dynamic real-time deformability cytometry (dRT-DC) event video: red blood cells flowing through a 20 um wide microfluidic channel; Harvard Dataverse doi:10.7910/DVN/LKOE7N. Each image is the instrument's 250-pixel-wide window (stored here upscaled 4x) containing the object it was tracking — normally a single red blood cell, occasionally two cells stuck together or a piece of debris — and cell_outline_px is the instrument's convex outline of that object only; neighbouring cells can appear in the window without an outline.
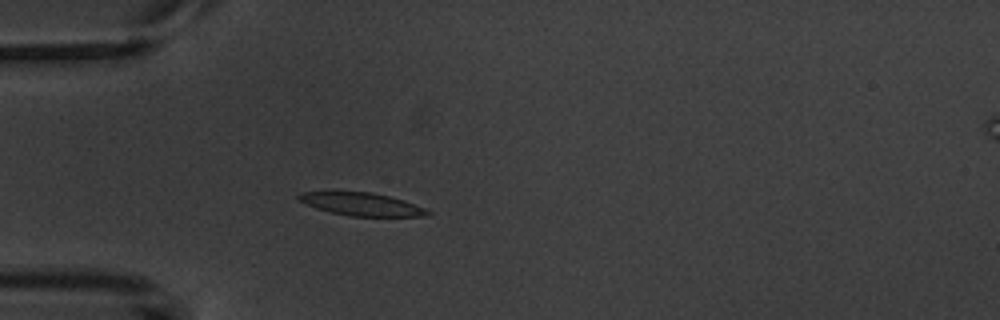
{"species": "common noctule bat (a hibernating species)", "species_latin": "Nyctalus noctula", "temperature_condition": "warm", "stored_images_in_passage": 4, "camera_frame_rate_fps": 3000, "um_per_image_px": 0.085, "animal": {"sex": "male", "body_mass_g": 20.1, "forearm_length_mm": 53.5}, "frame": {"image": 1, "passage_image": 4, "time_ms": 4.333, "image_size_px": [1000, 320], "cell_outline_px": [[432, 212], [424, 216], [348, 216], [316, 208], [296, 200], [296, 196], [300, 192], [372, 192], [404, 200], [424, 208]], "centroid_in_image_um": [30.69, 17.35], "position_along_channel_um": 54.3, "area_um2": 17.05}}